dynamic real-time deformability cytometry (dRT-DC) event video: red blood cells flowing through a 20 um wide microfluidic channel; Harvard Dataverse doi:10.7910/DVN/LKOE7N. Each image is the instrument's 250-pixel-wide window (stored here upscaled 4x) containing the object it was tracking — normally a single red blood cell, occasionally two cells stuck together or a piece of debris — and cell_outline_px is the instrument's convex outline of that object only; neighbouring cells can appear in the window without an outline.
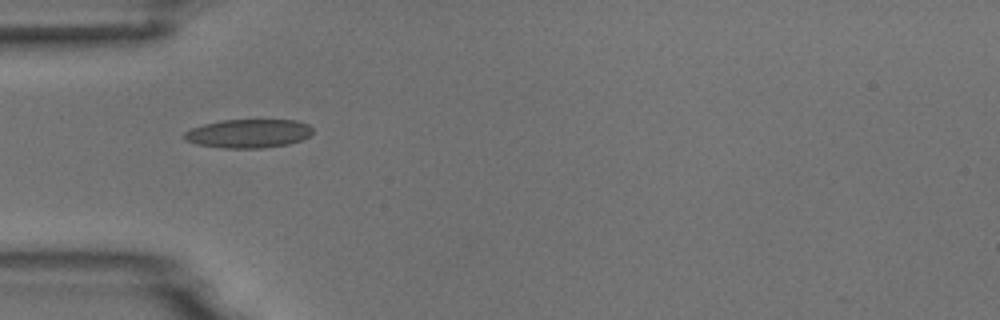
{"species": "common noctule bat (a hibernating species)", "species_latin": "Nyctalus noctula", "temperature_condition": "room temperature", "stored_images_in_passage": 10, "camera_frame_rate_fps": 3000, "um_per_image_px": 0.085, "animal": {"sex": "male", "body_mass_g": 18.8}, "frame": {"image": 1, "passage_image": 4, "time_ms": 3.667, "image_size_px": [1000, 320], "cell_outline_px": [[312, 132], [308, 136], [300, 140], [288, 144], [264, 148], [224, 148], [196, 144], [184, 140], [184, 132], [192, 128], [204, 124], [220, 120], [296, 120], [308, 124], [312, 128]], "centroid_in_image_um": [21.1, 11.35], "position_along_channel_um": 63.9, "area_um2": 21.44}}
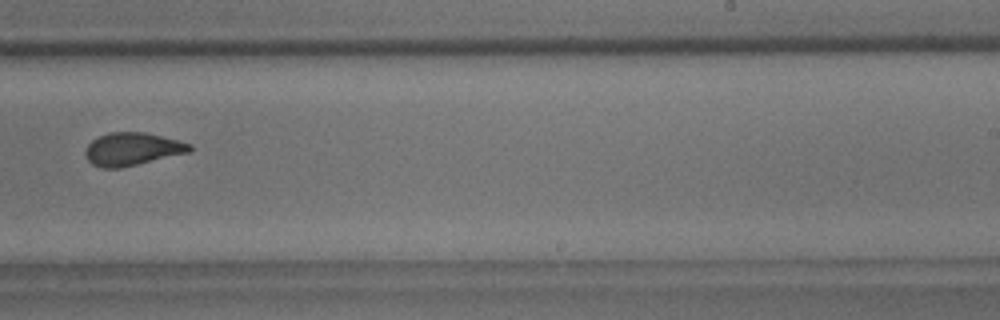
{"frame": {"image": 2, "passage_image": 9, "time_ms": 9.333, "image_size_px": [1000, 320], "cell_outline_px": [[192, 152], [120, 168], [100, 168], [92, 164], [84, 156], [84, 152], [88, 144], [92, 140], [108, 132], [144, 132], [192, 144]], "centroid_in_image_um": [11.23, 12.68], "position_along_channel_um": 277.8, "area_um2": 20.06}}
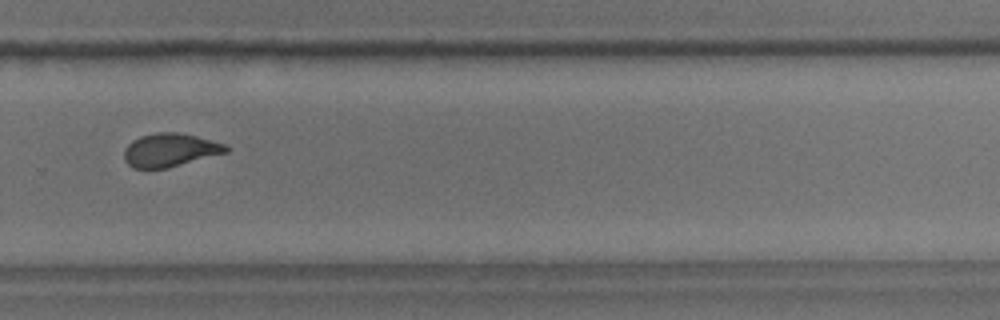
{"frame": {"image": 3, "passage_image": 10, "time_ms": 10.333, "image_size_px": [1000, 320], "cell_outline_px": [[228, 152], [168, 168], [132, 168], [124, 160], [124, 148], [132, 140], [140, 136], [156, 132], [176, 132], [196, 136], [224, 144], [228, 148]], "centroid_in_image_um": [14.41, 12.75], "position_along_channel_um": 315.4, "area_um2": 19.77}}